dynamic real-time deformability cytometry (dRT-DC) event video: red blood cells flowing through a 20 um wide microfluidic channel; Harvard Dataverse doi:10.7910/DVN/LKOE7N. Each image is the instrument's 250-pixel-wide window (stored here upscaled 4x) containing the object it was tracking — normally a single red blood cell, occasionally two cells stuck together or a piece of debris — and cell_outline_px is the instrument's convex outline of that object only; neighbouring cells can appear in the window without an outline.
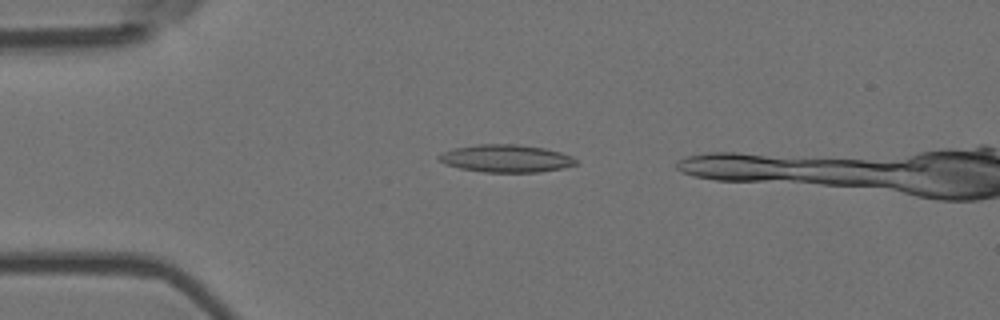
{"species": "Egyptian fruit bat (a non-hibernating species)", "species_latin": "Rousettus aegyptiacus", "temperature_condition": "room temperature", "stored_images_in_passage": 11, "camera_frame_rate_fps": 3000, "um_per_image_px": 0.085, "animal": {"sex": "female"}, "frame": {"image": 1, "passage_image": 8, "time_ms": 2.333, "image_size_px": [1000, 320], "cell_outline_px": [[580, 164], [564, 168], [540, 172], [484, 172], [460, 168], [444, 164], [436, 156], [444, 152], [456, 148], [480, 144], [516, 144], [544, 148], [560, 152], [572, 156], [580, 160]], "centroid_in_image_um": [43.09, 13.48], "position_along_channel_um": 41.9, "area_um2": 22.14}}